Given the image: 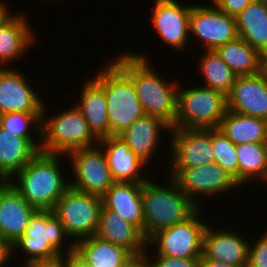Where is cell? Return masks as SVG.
I'll return each instance as SVG.
<instances>
[{"label": "cell", "mask_w": 267, "mask_h": 267, "mask_svg": "<svg viewBox=\"0 0 267 267\" xmlns=\"http://www.w3.org/2000/svg\"><path fill=\"white\" fill-rule=\"evenodd\" d=\"M123 52L112 61L132 80L145 114L158 117L173 128L177 117L178 79L172 82L163 79L149 58L140 52Z\"/></svg>", "instance_id": "cell-1"}, {"label": "cell", "mask_w": 267, "mask_h": 267, "mask_svg": "<svg viewBox=\"0 0 267 267\" xmlns=\"http://www.w3.org/2000/svg\"><path fill=\"white\" fill-rule=\"evenodd\" d=\"M64 156L40 151L8 182L35 209L52 211L70 187V179L63 175L59 163Z\"/></svg>", "instance_id": "cell-2"}, {"label": "cell", "mask_w": 267, "mask_h": 267, "mask_svg": "<svg viewBox=\"0 0 267 267\" xmlns=\"http://www.w3.org/2000/svg\"><path fill=\"white\" fill-rule=\"evenodd\" d=\"M167 179L169 184L166 186L152 182L150 178L143 182L142 203L146 240L162 229L185 221L200 208L179 189L172 178Z\"/></svg>", "instance_id": "cell-3"}, {"label": "cell", "mask_w": 267, "mask_h": 267, "mask_svg": "<svg viewBox=\"0 0 267 267\" xmlns=\"http://www.w3.org/2000/svg\"><path fill=\"white\" fill-rule=\"evenodd\" d=\"M98 71L91 78L105 93L109 136H119L145 112L132 80L112 60Z\"/></svg>", "instance_id": "cell-4"}, {"label": "cell", "mask_w": 267, "mask_h": 267, "mask_svg": "<svg viewBox=\"0 0 267 267\" xmlns=\"http://www.w3.org/2000/svg\"><path fill=\"white\" fill-rule=\"evenodd\" d=\"M65 240L71 241L59 218L51 210H37L30 217L25 233L12 245L13 257L23 251L26 260L22 263L50 261L74 251V243L68 241L65 245Z\"/></svg>", "instance_id": "cell-5"}, {"label": "cell", "mask_w": 267, "mask_h": 267, "mask_svg": "<svg viewBox=\"0 0 267 267\" xmlns=\"http://www.w3.org/2000/svg\"><path fill=\"white\" fill-rule=\"evenodd\" d=\"M47 103L41 115L40 148L41 152L68 155L80 148L95 146L99 139L89 129L81 111L74 104L65 111L47 118Z\"/></svg>", "instance_id": "cell-6"}, {"label": "cell", "mask_w": 267, "mask_h": 267, "mask_svg": "<svg viewBox=\"0 0 267 267\" xmlns=\"http://www.w3.org/2000/svg\"><path fill=\"white\" fill-rule=\"evenodd\" d=\"M178 85L176 129L218 128L227 108V96L204 86ZM180 86V87H179Z\"/></svg>", "instance_id": "cell-7"}, {"label": "cell", "mask_w": 267, "mask_h": 267, "mask_svg": "<svg viewBox=\"0 0 267 267\" xmlns=\"http://www.w3.org/2000/svg\"><path fill=\"white\" fill-rule=\"evenodd\" d=\"M102 207V197L69 187L56 202L52 212L75 244L96 234Z\"/></svg>", "instance_id": "cell-8"}, {"label": "cell", "mask_w": 267, "mask_h": 267, "mask_svg": "<svg viewBox=\"0 0 267 267\" xmlns=\"http://www.w3.org/2000/svg\"><path fill=\"white\" fill-rule=\"evenodd\" d=\"M202 214L205 213L199 208L185 221L156 232L147 240V246L152 250V246H156L154 251L157 248V255L200 259L203 253V235L208 225V222L201 218Z\"/></svg>", "instance_id": "cell-9"}, {"label": "cell", "mask_w": 267, "mask_h": 267, "mask_svg": "<svg viewBox=\"0 0 267 267\" xmlns=\"http://www.w3.org/2000/svg\"><path fill=\"white\" fill-rule=\"evenodd\" d=\"M168 171L167 177L172 178L179 189L200 208L203 199H208L210 196L212 198L214 195L216 197L217 194L220 196L221 193L225 195L230 189L234 191L240 187L216 162L193 168H170Z\"/></svg>", "instance_id": "cell-10"}, {"label": "cell", "mask_w": 267, "mask_h": 267, "mask_svg": "<svg viewBox=\"0 0 267 267\" xmlns=\"http://www.w3.org/2000/svg\"><path fill=\"white\" fill-rule=\"evenodd\" d=\"M66 157L74 175L70 180V187L102 197L116 182L108 166L106 154L99 144L76 149Z\"/></svg>", "instance_id": "cell-11"}, {"label": "cell", "mask_w": 267, "mask_h": 267, "mask_svg": "<svg viewBox=\"0 0 267 267\" xmlns=\"http://www.w3.org/2000/svg\"><path fill=\"white\" fill-rule=\"evenodd\" d=\"M212 4H192L189 18L190 35L204 45L203 50H215L238 36L236 21Z\"/></svg>", "instance_id": "cell-12"}, {"label": "cell", "mask_w": 267, "mask_h": 267, "mask_svg": "<svg viewBox=\"0 0 267 267\" xmlns=\"http://www.w3.org/2000/svg\"><path fill=\"white\" fill-rule=\"evenodd\" d=\"M170 133L168 168H193L214 162L211 129L171 128Z\"/></svg>", "instance_id": "cell-13"}, {"label": "cell", "mask_w": 267, "mask_h": 267, "mask_svg": "<svg viewBox=\"0 0 267 267\" xmlns=\"http://www.w3.org/2000/svg\"><path fill=\"white\" fill-rule=\"evenodd\" d=\"M151 23L160 40L172 49L184 51L190 39L189 18L192 3L177 0H154Z\"/></svg>", "instance_id": "cell-14"}, {"label": "cell", "mask_w": 267, "mask_h": 267, "mask_svg": "<svg viewBox=\"0 0 267 267\" xmlns=\"http://www.w3.org/2000/svg\"><path fill=\"white\" fill-rule=\"evenodd\" d=\"M36 91L29 79L13 65L0 68V115L10 112L42 113L45 101Z\"/></svg>", "instance_id": "cell-15"}, {"label": "cell", "mask_w": 267, "mask_h": 267, "mask_svg": "<svg viewBox=\"0 0 267 267\" xmlns=\"http://www.w3.org/2000/svg\"><path fill=\"white\" fill-rule=\"evenodd\" d=\"M209 225L208 223L204 231L200 259H212L232 267H247L249 242L252 240H245L240 232L233 231L231 227L217 229Z\"/></svg>", "instance_id": "cell-16"}, {"label": "cell", "mask_w": 267, "mask_h": 267, "mask_svg": "<svg viewBox=\"0 0 267 267\" xmlns=\"http://www.w3.org/2000/svg\"><path fill=\"white\" fill-rule=\"evenodd\" d=\"M227 108L267 120V68L253 75L237 76L227 95Z\"/></svg>", "instance_id": "cell-17"}, {"label": "cell", "mask_w": 267, "mask_h": 267, "mask_svg": "<svg viewBox=\"0 0 267 267\" xmlns=\"http://www.w3.org/2000/svg\"><path fill=\"white\" fill-rule=\"evenodd\" d=\"M37 211L8 181H0V236L11 245L25 233Z\"/></svg>", "instance_id": "cell-18"}, {"label": "cell", "mask_w": 267, "mask_h": 267, "mask_svg": "<svg viewBox=\"0 0 267 267\" xmlns=\"http://www.w3.org/2000/svg\"><path fill=\"white\" fill-rule=\"evenodd\" d=\"M27 18L25 13L15 12L0 26V68H7L9 63L25 57L31 45L36 44V32Z\"/></svg>", "instance_id": "cell-19"}, {"label": "cell", "mask_w": 267, "mask_h": 267, "mask_svg": "<svg viewBox=\"0 0 267 267\" xmlns=\"http://www.w3.org/2000/svg\"><path fill=\"white\" fill-rule=\"evenodd\" d=\"M104 150L112 177L118 182L143 183L149 178L144 173L148 165L144 163L130 147L118 136L99 139L98 143Z\"/></svg>", "instance_id": "cell-20"}, {"label": "cell", "mask_w": 267, "mask_h": 267, "mask_svg": "<svg viewBox=\"0 0 267 267\" xmlns=\"http://www.w3.org/2000/svg\"><path fill=\"white\" fill-rule=\"evenodd\" d=\"M161 131L170 132L171 127L162 119L145 114L118 137L149 166L150 162L152 163L154 159V155H156L155 152L158 151L161 144L160 141L163 138L161 136L163 132Z\"/></svg>", "instance_id": "cell-21"}, {"label": "cell", "mask_w": 267, "mask_h": 267, "mask_svg": "<svg viewBox=\"0 0 267 267\" xmlns=\"http://www.w3.org/2000/svg\"><path fill=\"white\" fill-rule=\"evenodd\" d=\"M143 183L116 181L102 196L103 206L136 226L144 236Z\"/></svg>", "instance_id": "cell-22"}, {"label": "cell", "mask_w": 267, "mask_h": 267, "mask_svg": "<svg viewBox=\"0 0 267 267\" xmlns=\"http://www.w3.org/2000/svg\"><path fill=\"white\" fill-rule=\"evenodd\" d=\"M95 235L102 240L124 247L131 254L146 251L147 240L143 233L136 226L104 206L101 209L99 226Z\"/></svg>", "instance_id": "cell-23"}, {"label": "cell", "mask_w": 267, "mask_h": 267, "mask_svg": "<svg viewBox=\"0 0 267 267\" xmlns=\"http://www.w3.org/2000/svg\"><path fill=\"white\" fill-rule=\"evenodd\" d=\"M80 90L79 102L75 105L81 111L89 129L98 139L109 137L104 90L92 78H87Z\"/></svg>", "instance_id": "cell-24"}, {"label": "cell", "mask_w": 267, "mask_h": 267, "mask_svg": "<svg viewBox=\"0 0 267 267\" xmlns=\"http://www.w3.org/2000/svg\"><path fill=\"white\" fill-rule=\"evenodd\" d=\"M39 152L29 139L0 127V181H9Z\"/></svg>", "instance_id": "cell-25"}, {"label": "cell", "mask_w": 267, "mask_h": 267, "mask_svg": "<svg viewBox=\"0 0 267 267\" xmlns=\"http://www.w3.org/2000/svg\"><path fill=\"white\" fill-rule=\"evenodd\" d=\"M236 76L253 75L267 68V59L241 37L215 49Z\"/></svg>", "instance_id": "cell-26"}, {"label": "cell", "mask_w": 267, "mask_h": 267, "mask_svg": "<svg viewBox=\"0 0 267 267\" xmlns=\"http://www.w3.org/2000/svg\"><path fill=\"white\" fill-rule=\"evenodd\" d=\"M74 251L92 267H123L132 255L119 245L93 235L77 241Z\"/></svg>", "instance_id": "cell-27"}, {"label": "cell", "mask_w": 267, "mask_h": 267, "mask_svg": "<svg viewBox=\"0 0 267 267\" xmlns=\"http://www.w3.org/2000/svg\"><path fill=\"white\" fill-rule=\"evenodd\" d=\"M235 21L238 36L267 59V5L251 2Z\"/></svg>", "instance_id": "cell-28"}, {"label": "cell", "mask_w": 267, "mask_h": 267, "mask_svg": "<svg viewBox=\"0 0 267 267\" xmlns=\"http://www.w3.org/2000/svg\"><path fill=\"white\" fill-rule=\"evenodd\" d=\"M235 145L267 143V120L227 110L218 127Z\"/></svg>", "instance_id": "cell-29"}, {"label": "cell", "mask_w": 267, "mask_h": 267, "mask_svg": "<svg viewBox=\"0 0 267 267\" xmlns=\"http://www.w3.org/2000/svg\"><path fill=\"white\" fill-rule=\"evenodd\" d=\"M239 164L240 187L258 179L264 183L267 179V143H244L236 145Z\"/></svg>", "instance_id": "cell-30"}, {"label": "cell", "mask_w": 267, "mask_h": 267, "mask_svg": "<svg viewBox=\"0 0 267 267\" xmlns=\"http://www.w3.org/2000/svg\"><path fill=\"white\" fill-rule=\"evenodd\" d=\"M198 60V72L204 83L201 86L221 91L226 96L231 92L236 74L222 61L215 50H204Z\"/></svg>", "instance_id": "cell-31"}, {"label": "cell", "mask_w": 267, "mask_h": 267, "mask_svg": "<svg viewBox=\"0 0 267 267\" xmlns=\"http://www.w3.org/2000/svg\"><path fill=\"white\" fill-rule=\"evenodd\" d=\"M41 115L42 113L22 112L2 114L0 115V127L13 133V136L29 139L39 149Z\"/></svg>", "instance_id": "cell-32"}, {"label": "cell", "mask_w": 267, "mask_h": 267, "mask_svg": "<svg viewBox=\"0 0 267 267\" xmlns=\"http://www.w3.org/2000/svg\"><path fill=\"white\" fill-rule=\"evenodd\" d=\"M214 162L225 169L239 184V164L236 145L219 128L211 129Z\"/></svg>", "instance_id": "cell-33"}, {"label": "cell", "mask_w": 267, "mask_h": 267, "mask_svg": "<svg viewBox=\"0 0 267 267\" xmlns=\"http://www.w3.org/2000/svg\"><path fill=\"white\" fill-rule=\"evenodd\" d=\"M249 244L247 267H267V229Z\"/></svg>", "instance_id": "cell-34"}, {"label": "cell", "mask_w": 267, "mask_h": 267, "mask_svg": "<svg viewBox=\"0 0 267 267\" xmlns=\"http://www.w3.org/2000/svg\"><path fill=\"white\" fill-rule=\"evenodd\" d=\"M151 254L149 255L153 267H199V259L171 258L168 256L156 255L152 252Z\"/></svg>", "instance_id": "cell-35"}, {"label": "cell", "mask_w": 267, "mask_h": 267, "mask_svg": "<svg viewBox=\"0 0 267 267\" xmlns=\"http://www.w3.org/2000/svg\"><path fill=\"white\" fill-rule=\"evenodd\" d=\"M221 11L236 18L253 0H211Z\"/></svg>", "instance_id": "cell-36"}, {"label": "cell", "mask_w": 267, "mask_h": 267, "mask_svg": "<svg viewBox=\"0 0 267 267\" xmlns=\"http://www.w3.org/2000/svg\"><path fill=\"white\" fill-rule=\"evenodd\" d=\"M150 247H146V251L139 254H132L123 264V267H153L149 256Z\"/></svg>", "instance_id": "cell-37"}, {"label": "cell", "mask_w": 267, "mask_h": 267, "mask_svg": "<svg viewBox=\"0 0 267 267\" xmlns=\"http://www.w3.org/2000/svg\"><path fill=\"white\" fill-rule=\"evenodd\" d=\"M10 257H13L12 245L0 236V267H7V263L10 264Z\"/></svg>", "instance_id": "cell-38"}, {"label": "cell", "mask_w": 267, "mask_h": 267, "mask_svg": "<svg viewBox=\"0 0 267 267\" xmlns=\"http://www.w3.org/2000/svg\"><path fill=\"white\" fill-rule=\"evenodd\" d=\"M23 267H65V255L50 261H32L23 263Z\"/></svg>", "instance_id": "cell-39"}, {"label": "cell", "mask_w": 267, "mask_h": 267, "mask_svg": "<svg viewBox=\"0 0 267 267\" xmlns=\"http://www.w3.org/2000/svg\"><path fill=\"white\" fill-rule=\"evenodd\" d=\"M65 267H92L83 260L75 251L65 255Z\"/></svg>", "instance_id": "cell-40"}, {"label": "cell", "mask_w": 267, "mask_h": 267, "mask_svg": "<svg viewBox=\"0 0 267 267\" xmlns=\"http://www.w3.org/2000/svg\"><path fill=\"white\" fill-rule=\"evenodd\" d=\"M15 13L10 11V7L7 6L6 1L0 0V26L8 21Z\"/></svg>", "instance_id": "cell-41"}, {"label": "cell", "mask_w": 267, "mask_h": 267, "mask_svg": "<svg viewBox=\"0 0 267 267\" xmlns=\"http://www.w3.org/2000/svg\"><path fill=\"white\" fill-rule=\"evenodd\" d=\"M199 267H232V266L212 259H199Z\"/></svg>", "instance_id": "cell-42"}, {"label": "cell", "mask_w": 267, "mask_h": 267, "mask_svg": "<svg viewBox=\"0 0 267 267\" xmlns=\"http://www.w3.org/2000/svg\"><path fill=\"white\" fill-rule=\"evenodd\" d=\"M254 2H259L261 4L267 5V0H253Z\"/></svg>", "instance_id": "cell-43"}]
</instances>
